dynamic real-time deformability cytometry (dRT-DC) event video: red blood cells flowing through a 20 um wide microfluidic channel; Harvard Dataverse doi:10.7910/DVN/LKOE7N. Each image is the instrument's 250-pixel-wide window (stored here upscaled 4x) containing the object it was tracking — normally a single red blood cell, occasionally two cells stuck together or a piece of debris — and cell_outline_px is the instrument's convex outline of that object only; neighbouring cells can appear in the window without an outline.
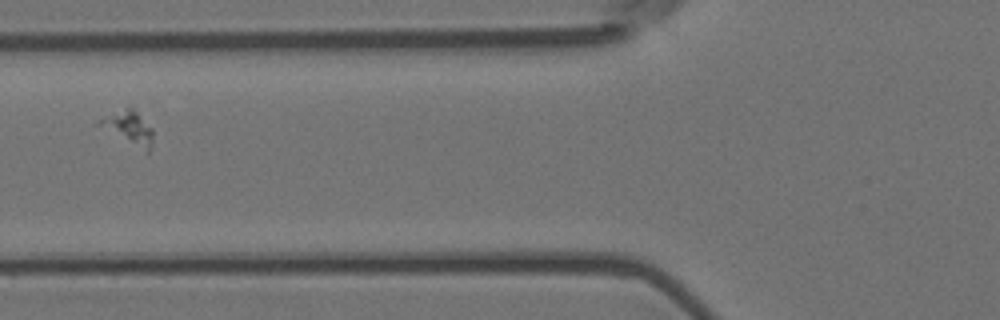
{"species": "Egyptian fruit bat (a non-hibernating species)", "species_latin": "Rousettus aegyptiacus", "temperature_condition": "room temperature", "stored_images_in_passage": 12, "camera_frame_rate_fps": 3000, "um_per_image_px": 0.085, "animal": {"sex": "female"}, "frame": {"image": 1, "passage_image": 3, "time_ms": 0.667, "image_size_px": [1000, 320], "cell_outline_px": [[152, 140], [148, 152], [96, 124], [96, 120], [128, 104], [152, 128]], "centroid_in_image_um": [10.89, 10.77], "position_along_channel_um": 114.9, "area_um2": 10.06}}
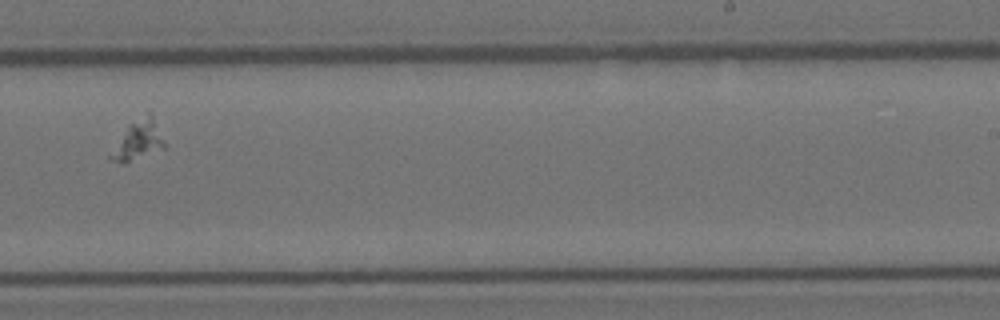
{"frame": {"image": 2, "passage_image": 7, "time_ms": 2.0, "image_size_px": [1000, 320], "cell_outline_px": [[168, 144], [164, 148], [128, 160], [112, 160], [108, 156], [128, 124], [148, 112], [152, 116]], "centroid_in_image_um": [11.8, 11.86], "position_along_channel_um": 277.2, "area_um2": 11.73}}
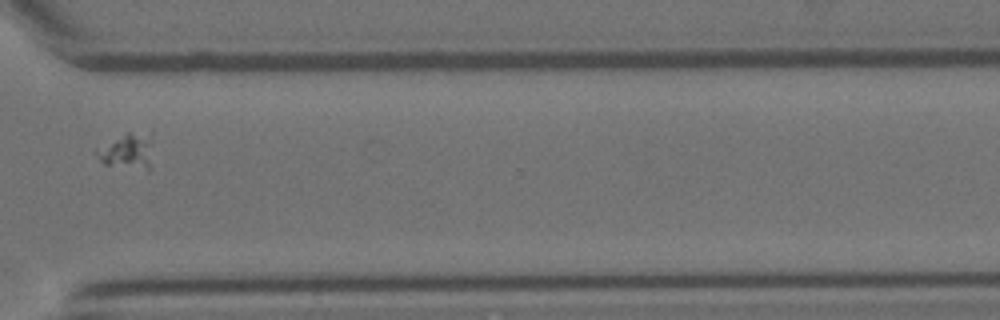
{"frame": {"image": 3, "passage_image": 9, "time_ms": 2.667, "image_size_px": [1000, 320], "cell_outline_px": [[152, 140], [148, 172], [104, 164], [100, 160], [96, 152], [128, 132], [152, 132]], "centroid_in_image_um": [10.94, 12.88], "position_along_channel_um": 359.7, "area_um2": 11.39}}